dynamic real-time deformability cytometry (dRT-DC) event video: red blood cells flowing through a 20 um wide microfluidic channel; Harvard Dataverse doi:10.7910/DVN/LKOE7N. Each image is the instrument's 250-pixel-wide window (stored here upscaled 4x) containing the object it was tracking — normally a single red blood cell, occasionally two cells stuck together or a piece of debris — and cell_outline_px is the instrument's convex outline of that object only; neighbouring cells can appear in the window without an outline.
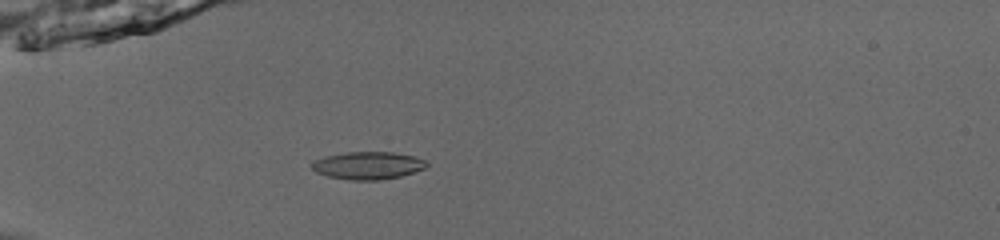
{"species": "common noctule bat (a hibernating species)", "species_latin": "Nyctalus noctula", "temperature_condition": "room temperature", "stored_images_in_passage": 37, "camera_frame_rate_fps": 3000, "um_per_image_px": 0.085, "animal": {"sex": "male", "body_mass_g": 13.0, "forearm_length_mm": 53.1}, "frame": {"image": 1, "passage_image": 1, "time_ms": 0.0, "image_size_px": [1000, 240], "cell_outline_px": [[428, 164], [424, 168], [400, 176], [380, 180], [348, 180], [328, 176], [316, 172], [308, 164], [324, 156], [348, 152], [392, 152], [412, 156], [424, 160]], "centroid_in_image_um": [31.22, 14.07], "position_along_channel_um": 53.8, "area_um2": 18.32}}
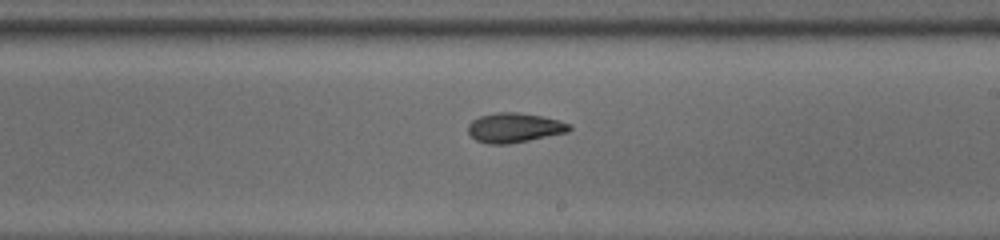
{"frame": {"image": 2, "passage_image": 17, "time_ms": 5.333, "image_size_px": [1000, 240], "cell_outline_px": [[572, 128], [568, 132], [508, 144], [488, 144], [476, 140], [468, 132], [468, 124], [472, 120], [480, 116], [496, 112], [516, 112], [540, 116], [556, 120], [568, 124]], "centroid_in_image_um": [43.67, 10.86], "position_along_channel_um": 245.3, "area_um2": 17.22}}
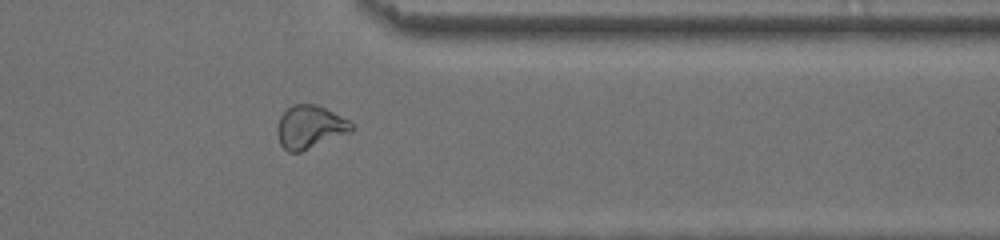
{"frame": {"image": 3, "passage_image": 28, "time_ms": 9.0, "image_size_px": [1000, 240], "cell_outline_px": [[356, 128], [348, 132], [300, 152], [288, 152], [280, 144], [276, 132], [276, 128], [280, 116], [292, 104], [316, 104], [348, 120]], "centroid_in_image_um": [26.29, 10.79], "position_along_channel_um": 385.1, "area_um2": 18.32}, "authors_computed_cell_mechanics": {"area_um2": 17.7446, "velocity_mm_per_s": 3.874, "shape_relaxation_time_tau1_ms": 5.8001, "shape_relaxation_time_tau2_ms": 5.1637, "deformation_change_tau1": 0.1748, "deformation_change_tau2": 0.0996}}